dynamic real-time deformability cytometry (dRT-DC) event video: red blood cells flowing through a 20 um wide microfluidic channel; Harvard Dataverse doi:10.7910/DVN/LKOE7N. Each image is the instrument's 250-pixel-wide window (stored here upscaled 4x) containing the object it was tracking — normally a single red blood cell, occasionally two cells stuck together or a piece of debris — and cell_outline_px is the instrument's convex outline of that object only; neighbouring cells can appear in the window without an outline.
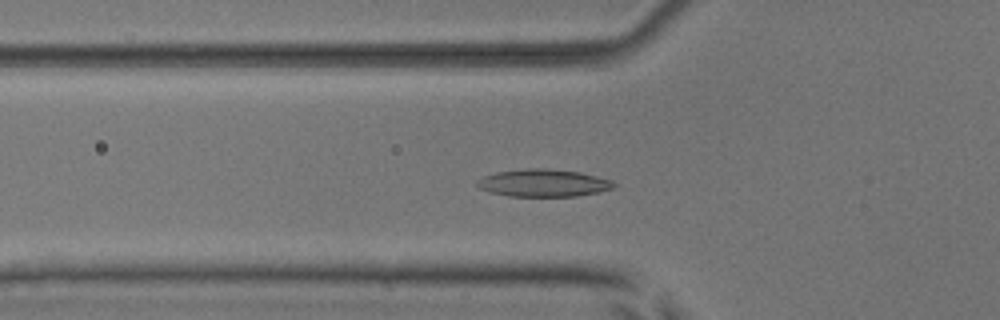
{"species": "common noctule bat (a hibernating species)", "species_latin": "Nyctalus noctula", "temperature_condition": "room temperature", "stored_images_in_passage": 53, "camera_frame_rate_fps": 3000, "um_per_image_px": 0.085, "animal": {"sex": "male", "body_mass_g": 17.9, "forearm_length_mm": 54.2}, "frame": {"image": 1, "passage_image": 19, "time_ms": 6.0, "image_size_px": [1000, 320], "cell_outline_px": [[616, 184], [612, 188], [600, 192], [576, 196], [508, 196], [488, 192], [480, 188], [476, 184], [476, 180], [484, 176], [496, 172], [528, 168], [540, 168], [580, 172], [612, 180]], "centroid_in_image_um": [46.17, 15.56], "position_along_channel_um": 79.6, "area_um2": 21.85}}
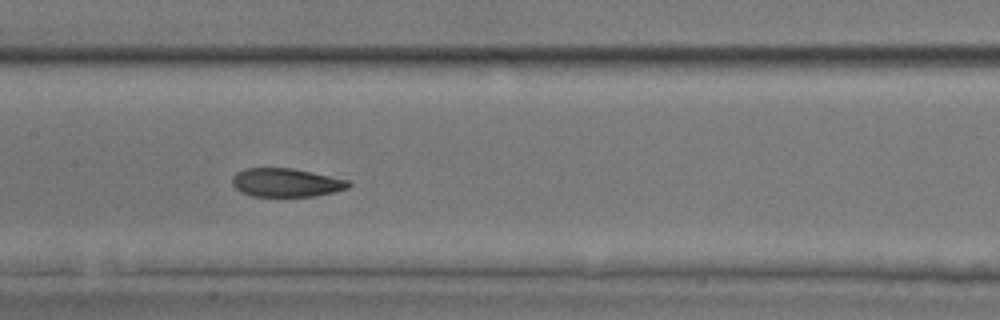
{"frame": {"image": 2, "passage_image": 27, "time_ms": 8.667, "image_size_px": [1000, 320], "cell_outline_px": [[352, 184], [348, 188], [336, 192], [316, 196], [252, 196], [240, 192], [232, 184], [232, 176], [236, 172], [244, 168], [292, 168], [348, 180]], "centroid_in_image_um": [24.31, 15.52], "position_along_channel_um": 183.1, "area_um2": 19.42}}
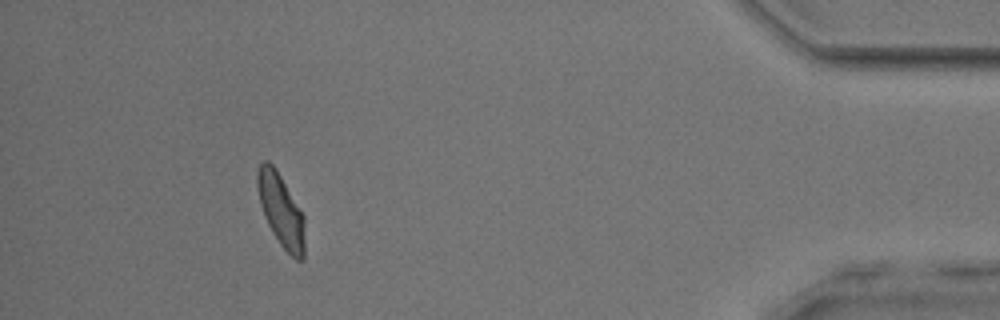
{"frame": {"image": 3, "passage_image": 49, "time_ms": 16.0, "image_size_px": [1000, 320], "cell_outline_px": [[304, 260], [296, 260], [280, 244], [272, 232], [264, 216], [260, 204], [256, 184], [256, 176], [260, 164], [264, 160], [268, 160], [276, 168], [300, 208], [304, 216]], "centroid_in_image_um": [23.87, 17.86], "position_along_channel_um": 411.3, "area_um2": 20.11}, "authors_computed_cell_mechanics": {"area_um2": 20.6924, "velocity_mm_per_s": 3.8778, "shape_relaxation_time_tau1_ms": 5.3245, "shape_relaxation_time_tau2_ms": 1.8186, "deformation_change_tau1": 0.1631, "deformation_change_tau2": 0.0711}}